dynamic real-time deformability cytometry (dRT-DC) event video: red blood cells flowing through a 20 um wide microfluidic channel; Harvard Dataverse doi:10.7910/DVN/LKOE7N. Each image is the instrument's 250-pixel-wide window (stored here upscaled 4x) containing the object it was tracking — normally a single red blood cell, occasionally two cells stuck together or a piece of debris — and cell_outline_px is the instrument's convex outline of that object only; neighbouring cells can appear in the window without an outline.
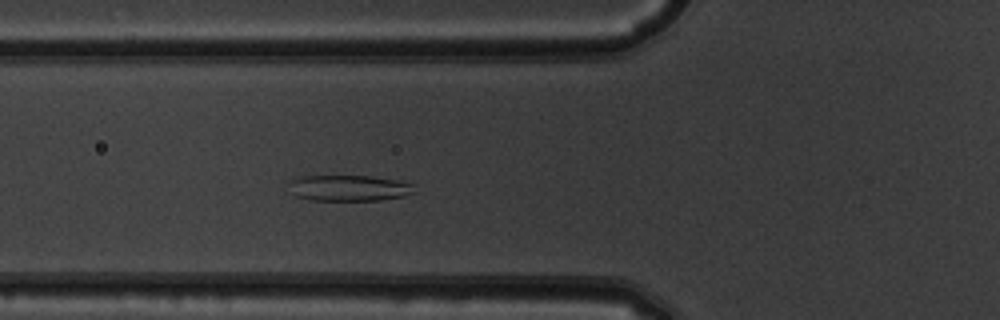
{"species": "common noctule bat (a hibernating species)", "species_latin": "Nyctalus noctula", "temperature_condition": "warm", "stored_images_in_passage": 48, "camera_frame_rate_fps": 3000, "um_per_image_px": 0.085, "animal": {"sex": "male", "body_mass_g": 19.5, "forearm_length_mm": 54.6}, "frame": {"image": 1, "passage_image": 15, "time_ms": 4.667, "image_size_px": [1000, 320], "cell_outline_px": [[416, 192], [404, 196], [380, 200], [312, 200], [296, 196], [292, 192], [288, 184], [288, 180], [300, 176], [372, 176], [396, 180], [416, 184]], "centroid_in_image_um": [29.69, 15.98], "position_along_channel_um": 96.1, "area_um2": 19.19}}
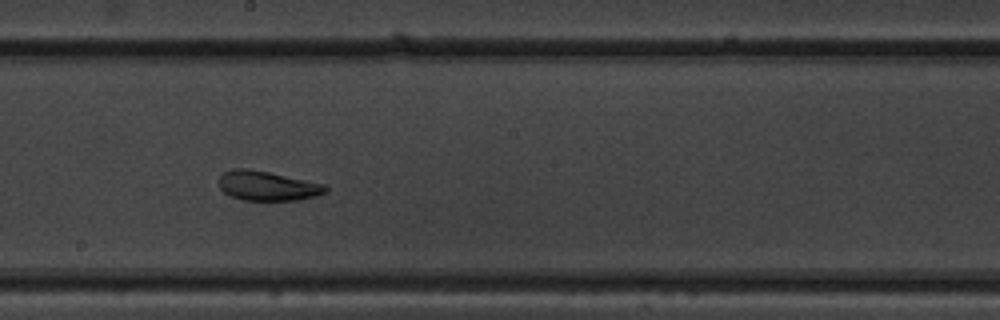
{"frame": {"image": 2, "passage_image": 25, "time_ms": 8.0, "image_size_px": [1000, 320], "cell_outline_px": [[328, 192], [316, 196], [296, 200], [244, 200], [232, 196], [224, 192], [220, 188], [216, 180], [224, 172], [232, 168], [248, 168], [328, 184]], "centroid_in_image_um": [22.75, 15.78], "position_along_channel_um": 225.5, "area_um2": 18.61}}
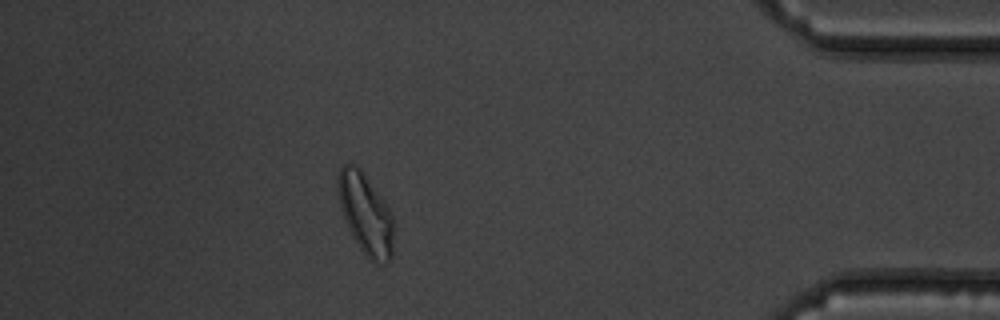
{"frame": {"image": 3, "passage_image": 42, "time_ms": 13.667, "image_size_px": [1000, 320], "cell_outline_px": [[396, 224], [392, 260], [388, 264], [384, 264], [368, 260], [352, 236], [344, 220], [340, 208], [336, 188], [336, 176], [340, 164], [356, 164], [380, 196], [388, 208]], "centroid_in_image_um": [31.08, 18.22], "position_along_channel_um": 404.1, "area_um2": 26.99}, "authors_computed_cell_mechanics": {"area_um2": 22.5131, "velocity_mm_per_s": 3.8861, "shape_relaxation_time_tau1_ms": 4.5872, "shape_relaxation_time_tau2_ms": 2.1856, "deformation_change_tau1": 0.1618, "deformation_change_tau2": 0.0887}}